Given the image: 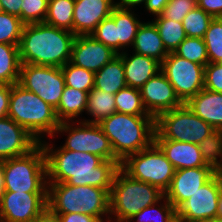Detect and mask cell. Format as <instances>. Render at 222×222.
<instances>
[{
  "label": "cell",
  "instance_id": "cell-51",
  "mask_svg": "<svg viewBox=\"0 0 222 222\" xmlns=\"http://www.w3.org/2000/svg\"><path fill=\"white\" fill-rule=\"evenodd\" d=\"M217 219L222 220V189H221L220 196H219Z\"/></svg>",
  "mask_w": 222,
  "mask_h": 222
},
{
  "label": "cell",
  "instance_id": "cell-37",
  "mask_svg": "<svg viewBox=\"0 0 222 222\" xmlns=\"http://www.w3.org/2000/svg\"><path fill=\"white\" fill-rule=\"evenodd\" d=\"M212 20V16L197 6L182 21L186 36L204 38Z\"/></svg>",
  "mask_w": 222,
  "mask_h": 222
},
{
  "label": "cell",
  "instance_id": "cell-20",
  "mask_svg": "<svg viewBox=\"0 0 222 222\" xmlns=\"http://www.w3.org/2000/svg\"><path fill=\"white\" fill-rule=\"evenodd\" d=\"M175 170L203 167L206 165L198 144L167 139H154Z\"/></svg>",
  "mask_w": 222,
  "mask_h": 222
},
{
  "label": "cell",
  "instance_id": "cell-34",
  "mask_svg": "<svg viewBox=\"0 0 222 222\" xmlns=\"http://www.w3.org/2000/svg\"><path fill=\"white\" fill-rule=\"evenodd\" d=\"M66 86L89 93L94 88L95 73L72 64L70 61L61 67Z\"/></svg>",
  "mask_w": 222,
  "mask_h": 222
},
{
  "label": "cell",
  "instance_id": "cell-7",
  "mask_svg": "<svg viewBox=\"0 0 222 222\" xmlns=\"http://www.w3.org/2000/svg\"><path fill=\"white\" fill-rule=\"evenodd\" d=\"M5 191L47 193V167L43 147L39 143L28 154L2 161Z\"/></svg>",
  "mask_w": 222,
  "mask_h": 222
},
{
  "label": "cell",
  "instance_id": "cell-13",
  "mask_svg": "<svg viewBox=\"0 0 222 222\" xmlns=\"http://www.w3.org/2000/svg\"><path fill=\"white\" fill-rule=\"evenodd\" d=\"M221 189L222 173H217L176 209L178 222L217 219Z\"/></svg>",
  "mask_w": 222,
  "mask_h": 222
},
{
  "label": "cell",
  "instance_id": "cell-9",
  "mask_svg": "<svg viewBox=\"0 0 222 222\" xmlns=\"http://www.w3.org/2000/svg\"><path fill=\"white\" fill-rule=\"evenodd\" d=\"M215 129L194 114L186 104L155 118L154 139L199 144Z\"/></svg>",
  "mask_w": 222,
  "mask_h": 222
},
{
  "label": "cell",
  "instance_id": "cell-31",
  "mask_svg": "<svg viewBox=\"0 0 222 222\" xmlns=\"http://www.w3.org/2000/svg\"><path fill=\"white\" fill-rule=\"evenodd\" d=\"M116 112L135 116H151L145 109L140 90L126 86L115 94Z\"/></svg>",
  "mask_w": 222,
  "mask_h": 222
},
{
  "label": "cell",
  "instance_id": "cell-42",
  "mask_svg": "<svg viewBox=\"0 0 222 222\" xmlns=\"http://www.w3.org/2000/svg\"><path fill=\"white\" fill-rule=\"evenodd\" d=\"M204 89L222 93V63H208L204 67Z\"/></svg>",
  "mask_w": 222,
  "mask_h": 222
},
{
  "label": "cell",
  "instance_id": "cell-53",
  "mask_svg": "<svg viewBox=\"0 0 222 222\" xmlns=\"http://www.w3.org/2000/svg\"><path fill=\"white\" fill-rule=\"evenodd\" d=\"M2 11H3V9H2L1 3H0V12H2Z\"/></svg>",
  "mask_w": 222,
  "mask_h": 222
},
{
  "label": "cell",
  "instance_id": "cell-46",
  "mask_svg": "<svg viewBox=\"0 0 222 222\" xmlns=\"http://www.w3.org/2000/svg\"><path fill=\"white\" fill-rule=\"evenodd\" d=\"M23 0H0L3 12L15 16L21 15V5Z\"/></svg>",
  "mask_w": 222,
  "mask_h": 222
},
{
  "label": "cell",
  "instance_id": "cell-26",
  "mask_svg": "<svg viewBox=\"0 0 222 222\" xmlns=\"http://www.w3.org/2000/svg\"><path fill=\"white\" fill-rule=\"evenodd\" d=\"M88 93L65 86L58 108L55 110L60 122L73 121L86 112Z\"/></svg>",
  "mask_w": 222,
  "mask_h": 222
},
{
  "label": "cell",
  "instance_id": "cell-3",
  "mask_svg": "<svg viewBox=\"0 0 222 222\" xmlns=\"http://www.w3.org/2000/svg\"><path fill=\"white\" fill-rule=\"evenodd\" d=\"M114 155L122 162L128 155L154 143L155 118L115 112L99 123Z\"/></svg>",
  "mask_w": 222,
  "mask_h": 222
},
{
  "label": "cell",
  "instance_id": "cell-25",
  "mask_svg": "<svg viewBox=\"0 0 222 222\" xmlns=\"http://www.w3.org/2000/svg\"><path fill=\"white\" fill-rule=\"evenodd\" d=\"M122 59L117 55L94 75V88L116 94L126 87Z\"/></svg>",
  "mask_w": 222,
  "mask_h": 222
},
{
  "label": "cell",
  "instance_id": "cell-18",
  "mask_svg": "<svg viewBox=\"0 0 222 222\" xmlns=\"http://www.w3.org/2000/svg\"><path fill=\"white\" fill-rule=\"evenodd\" d=\"M39 142L13 119L0 120V161L28 154Z\"/></svg>",
  "mask_w": 222,
  "mask_h": 222
},
{
  "label": "cell",
  "instance_id": "cell-11",
  "mask_svg": "<svg viewBox=\"0 0 222 222\" xmlns=\"http://www.w3.org/2000/svg\"><path fill=\"white\" fill-rule=\"evenodd\" d=\"M18 83L55 110L66 86L61 68L35 64H21Z\"/></svg>",
  "mask_w": 222,
  "mask_h": 222
},
{
  "label": "cell",
  "instance_id": "cell-52",
  "mask_svg": "<svg viewBox=\"0 0 222 222\" xmlns=\"http://www.w3.org/2000/svg\"><path fill=\"white\" fill-rule=\"evenodd\" d=\"M195 222H222V220H219V219H211V220H201V221H195Z\"/></svg>",
  "mask_w": 222,
  "mask_h": 222
},
{
  "label": "cell",
  "instance_id": "cell-21",
  "mask_svg": "<svg viewBox=\"0 0 222 222\" xmlns=\"http://www.w3.org/2000/svg\"><path fill=\"white\" fill-rule=\"evenodd\" d=\"M125 51L117 55L123 62L127 86L140 89L151 77L161 71L159 61L135 52L129 56L127 50Z\"/></svg>",
  "mask_w": 222,
  "mask_h": 222
},
{
  "label": "cell",
  "instance_id": "cell-35",
  "mask_svg": "<svg viewBox=\"0 0 222 222\" xmlns=\"http://www.w3.org/2000/svg\"><path fill=\"white\" fill-rule=\"evenodd\" d=\"M175 53L204 67L208 64L207 47L203 38L186 37L175 50Z\"/></svg>",
  "mask_w": 222,
  "mask_h": 222
},
{
  "label": "cell",
  "instance_id": "cell-38",
  "mask_svg": "<svg viewBox=\"0 0 222 222\" xmlns=\"http://www.w3.org/2000/svg\"><path fill=\"white\" fill-rule=\"evenodd\" d=\"M23 26L18 16L0 12V43L19 45Z\"/></svg>",
  "mask_w": 222,
  "mask_h": 222
},
{
  "label": "cell",
  "instance_id": "cell-49",
  "mask_svg": "<svg viewBox=\"0 0 222 222\" xmlns=\"http://www.w3.org/2000/svg\"><path fill=\"white\" fill-rule=\"evenodd\" d=\"M146 0H119L117 4L122 8L133 9L136 5L145 4Z\"/></svg>",
  "mask_w": 222,
  "mask_h": 222
},
{
  "label": "cell",
  "instance_id": "cell-27",
  "mask_svg": "<svg viewBox=\"0 0 222 222\" xmlns=\"http://www.w3.org/2000/svg\"><path fill=\"white\" fill-rule=\"evenodd\" d=\"M86 111L88 115L92 116V119L81 121L99 124L103 119L116 112L115 94L93 88L88 93Z\"/></svg>",
  "mask_w": 222,
  "mask_h": 222
},
{
  "label": "cell",
  "instance_id": "cell-17",
  "mask_svg": "<svg viewBox=\"0 0 222 222\" xmlns=\"http://www.w3.org/2000/svg\"><path fill=\"white\" fill-rule=\"evenodd\" d=\"M116 56V52L91 35H78L72 45L70 62L95 73Z\"/></svg>",
  "mask_w": 222,
  "mask_h": 222
},
{
  "label": "cell",
  "instance_id": "cell-4",
  "mask_svg": "<svg viewBox=\"0 0 222 222\" xmlns=\"http://www.w3.org/2000/svg\"><path fill=\"white\" fill-rule=\"evenodd\" d=\"M47 183V204L54 213H81L97 217L101 222H110L109 192L106 189L90 185ZM104 215H107V220Z\"/></svg>",
  "mask_w": 222,
  "mask_h": 222
},
{
  "label": "cell",
  "instance_id": "cell-15",
  "mask_svg": "<svg viewBox=\"0 0 222 222\" xmlns=\"http://www.w3.org/2000/svg\"><path fill=\"white\" fill-rule=\"evenodd\" d=\"M139 90L145 109L154 118L184 104L162 71L151 77Z\"/></svg>",
  "mask_w": 222,
  "mask_h": 222
},
{
  "label": "cell",
  "instance_id": "cell-16",
  "mask_svg": "<svg viewBox=\"0 0 222 222\" xmlns=\"http://www.w3.org/2000/svg\"><path fill=\"white\" fill-rule=\"evenodd\" d=\"M217 173L211 166L175 170L164 196L177 209Z\"/></svg>",
  "mask_w": 222,
  "mask_h": 222
},
{
  "label": "cell",
  "instance_id": "cell-48",
  "mask_svg": "<svg viewBox=\"0 0 222 222\" xmlns=\"http://www.w3.org/2000/svg\"><path fill=\"white\" fill-rule=\"evenodd\" d=\"M32 222H60V219L58 214L47 206Z\"/></svg>",
  "mask_w": 222,
  "mask_h": 222
},
{
  "label": "cell",
  "instance_id": "cell-22",
  "mask_svg": "<svg viewBox=\"0 0 222 222\" xmlns=\"http://www.w3.org/2000/svg\"><path fill=\"white\" fill-rule=\"evenodd\" d=\"M185 104L214 129L222 130V93L202 89Z\"/></svg>",
  "mask_w": 222,
  "mask_h": 222
},
{
  "label": "cell",
  "instance_id": "cell-24",
  "mask_svg": "<svg viewBox=\"0 0 222 222\" xmlns=\"http://www.w3.org/2000/svg\"><path fill=\"white\" fill-rule=\"evenodd\" d=\"M110 17L117 27V54L133 46L139 26L142 24L132 9L122 8L118 4L114 7ZM123 48V49H122ZM120 50V51H119Z\"/></svg>",
  "mask_w": 222,
  "mask_h": 222
},
{
  "label": "cell",
  "instance_id": "cell-29",
  "mask_svg": "<svg viewBox=\"0 0 222 222\" xmlns=\"http://www.w3.org/2000/svg\"><path fill=\"white\" fill-rule=\"evenodd\" d=\"M75 0H49L45 23L73 32Z\"/></svg>",
  "mask_w": 222,
  "mask_h": 222
},
{
  "label": "cell",
  "instance_id": "cell-5",
  "mask_svg": "<svg viewBox=\"0 0 222 222\" xmlns=\"http://www.w3.org/2000/svg\"><path fill=\"white\" fill-rule=\"evenodd\" d=\"M8 117L22 126L39 143L45 133L53 138L60 125L55 109L19 83L11 85Z\"/></svg>",
  "mask_w": 222,
  "mask_h": 222
},
{
  "label": "cell",
  "instance_id": "cell-8",
  "mask_svg": "<svg viewBox=\"0 0 222 222\" xmlns=\"http://www.w3.org/2000/svg\"><path fill=\"white\" fill-rule=\"evenodd\" d=\"M120 168L131 178L156 186L164 193L175 174L174 166L155 143L128 155Z\"/></svg>",
  "mask_w": 222,
  "mask_h": 222
},
{
  "label": "cell",
  "instance_id": "cell-2",
  "mask_svg": "<svg viewBox=\"0 0 222 222\" xmlns=\"http://www.w3.org/2000/svg\"><path fill=\"white\" fill-rule=\"evenodd\" d=\"M75 37L45 22L24 25L18 46L20 62L61 68L71 59Z\"/></svg>",
  "mask_w": 222,
  "mask_h": 222
},
{
  "label": "cell",
  "instance_id": "cell-36",
  "mask_svg": "<svg viewBox=\"0 0 222 222\" xmlns=\"http://www.w3.org/2000/svg\"><path fill=\"white\" fill-rule=\"evenodd\" d=\"M203 39L208 63H222V18H213Z\"/></svg>",
  "mask_w": 222,
  "mask_h": 222
},
{
  "label": "cell",
  "instance_id": "cell-43",
  "mask_svg": "<svg viewBox=\"0 0 222 222\" xmlns=\"http://www.w3.org/2000/svg\"><path fill=\"white\" fill-rule=\"evenodd\" d=\"M197 4L213 18H222V0H197Z\"/></svg>",
  "mask_w": 222,
  "mask_h": 222
},
{
  "label": "cell",
  "instance_id": "cell-40",
  "mask_svg": "<svg viewBox=\"0 0 222 222\" xmlns=\"http://www.w3.org/2000/svg\"><path fill=\"white\" fill-rule=\"evenodd\" d=\"M90 35L117 53V27L110 16L103 19Z\"/></svg>",
  "mask_w": 222,
  "mask_h": 222
},
{
  "label": "cell",
  "instance_id": "cell-14",
  "mask_svg": "<svg viewBox=\"0 0 222 222\" xmlns=\"http://www.w3.org/2000/svg\"><path fill=\"white\" fill-rule=\"evenodd\" d=\"M47 206V193L5 191L0 222H32Z\"/></svg>",
  "mask_w": 222,
  "mask_h": 222
},
{
  "label": "cell",
  "instance_id": "cell-28",
  "mask_svg": "<svg viewBox=\"0 0 222 222\" xmlns=\"http://www.w3.org/2000/svg\"><path fill=\"white\" fill-rule=\"evenodd\" d=\"M19 45L0 43V85H13L19 82Z\"/></svg>",
  "mask_w": 222,
  "mask_h": 222
},
{
  "label": "cell",
  "instance_id": "cell-39",
  "mask_svg": "<svg viewBox=\"0 0 222 222\" xmlns=\"http://www.w3.org/2000/svg\"><path fill=\"white\" fill-rule=\"evenodd\" d=\"M49 0H23L20 20L24 25L44 22Z\"/></svg>",
  "mask_w": 222,
  "mask_h": 222
},
{
  "label": "cell",
  "instance_id": "cell-32",
  "mask_svg": "<svg viewBox=\"0 0 222 222\" xmlns=\"http://www.w3.org/2000/svg\"><path fill=\"white\" fill-rule=\"evenodd\" d=\"M162 200L164 203L160 200V202H156L155 204L142 209L131 217L128 222H131L132 220H137L136 222H178L177 212L174 206L165 196ZM158 203H160V206Z\"/></svg>",
  "mask_w": 222,
  "mask_h": 222
},
{
  "label": "cell",
  "instance_id": "cell-45",
  "mask_svg": "<svg viewBox=\"0 0 222 222\" xmlns=\"http://www.w3.org/2000/svg\"><path fill=\"white\" fill-rule=\"evenodd\" d=\"M60 222H101L97 217L81 213L58 214Z\"/></svg>",
  "mask_w": 222,
  "mask_h": 222
},
{
  "label": "cell",
  "instance_id": "cell-47",
  "mask_svg": "<svg viewBox=\"0 0 222 222\" xmlns=\"http://www.w3.org/2000/svg\"><path fill=\"white\" fill-rule=\"evenodd\" d=\"M168 2L169 0H146L144 7L150 14L152 13V15L158 16L163 12Z\"/></svg>",
  "mask_w": 222,
  "mask_h": 222
},
{
  "label": "cell",
  "instance_id": "cell-44",
  "mask_svg": "<svg viewBox=\"0 0 222 222\" xmlns=\"http://www.w3.org/2000/svg\"><path fill=\"white\" fill-rule=\"evenodd\" d=\"M11 85H0V120L8 117Z\"/></svg>",
  "mask_w": 222,
  "mask_h": 222
},
{
  "label": "cell",
  "instance_id": "cell-50",
  "mask_svg": "<svg viewBox=\"0 0 222 222\" xmlns=\"http://www.w3.org/2000/svg\"><path fill=\"white\" fill-rule=\"evenodd\" d=\"M5 193L4 170L2 161H0V202Z\"/></svg>",
  "mask_w": 222,
  "mask_h": 222
},
{
  "label": "cell",
  "instance_id": "cell-1",
  "mask_svg": "<svg viewBox=\"0 0 222 222\" xmlns=\"http://www.w3.org/2000/svg\"><path fill=\"white\" fill-rule=\"evenodd\" d=\"M40 144L46 156L47 182L90 185L110 193L115 175L120 169V160H103L97 155L71 151L61 146L53 149L55 145L44 140Z\"/></svg>",
  "mask_w": 222,
  "mask_h": 222
},
{
  "label": "cell",
  "instance_id": "cell-41",
  "mask_svg": "<svg viewBox=\"0 0 222 222\" xmlns=\"http://www.w3.org/2000/svg\"><path fill=\"white\" fill-rule=\"evenodd\" d=\"M197 6V0H169L160 15L165 19L182 23L186 15Z\"/></svg>",
  "mask_w": 222,
  "mask_h": 222
},
{
  "label": "cell",
  "instance_id": "cell-23",
  "mask_svg": "<svg viewBox=\"0 0 222 222\" xmlns=\"http://www.w3.org/2000/svg\"><path fill=\"white\" fill-rule=\"evenodd\" d=\"M132 48L135 53L151 57L160 63L169 54L152 21L142 22L139 26Z\"/></svg>",
  "mask_w": 222,
  "mask_h": 222
},
{
  "label": "cell",
  "instance_id": "cell-6",
  "mask_svg": "<svg viewBox=\"0 0 222 222\" xmlns=\"http://www.w3.org/2000/svg\"><path fill=\"white\" fill-rule=\"evenodd\" d=\"M164 197L158 187L131 178L121 168L117 171L109 193L110 222H128L142 209Z\"/></svg>",
  "mask_w": 222,
  "mask_h": 222
},
{
  "label": "cell",
  "instance_id": "cell-33",
  "mask_svg": "<svg viewBox=\"0 0 222 222\" xmlns=\"http://www.w3.org/2000/svg\"><path fill=\"white\" fill-rule=\"evenodd\" d=\"M198 145L206 165L222 173V130L215 129Z\"/></svg>",
  "mask_w": 222,
  "mask_h": 222
},
{
  "label": "cell",
  "instance_id": "cell-12",
  "mask_svg": "<svg viewBox=\"0 0 222 222\" xmlns=\"http://www.w3.org/2000/svg\"><path fill=\"white\" fill-rule=\"evenodd\" d=\"M161 71L184 104L204 89V66L180 57L175 52H169L162 61Z\"/></svg>",
  "mask_w": 222,
  "mask_h": 222
},
{
  "label": "cell",
  "instance_id": "cell-30",
  "mask_svg": "<svg viewBox=\"0 0 222 222\" xmlns=\"http://www.w3.org/2000/svg\"><path fill=\"white\" fill-rule=\"evenodd\" d=\"M153 20L152 22L155 24L166 50L168 52H175L187 37L183 24L165 19L161 15L156 16Z\"/></svg>",
  "mask_w": 222,
  "mask_h": 222
},
{
  "label": "cell",
  "instance_id": "cell-19",
  "mask_svg": "<svg viewBox=\"0 0 222 222\" xmlns=\"http://www.w3.org/2000/svg\"><path fill=\"white\" fill-rule=\"evenodd\" d=\"M117 5L114 0H75L73 33L90 35L97 25L111 15Z\"/></svg>",
  "mask_w": 222,
  "mask_h": 222
},
{
  "label": "cell",
  "instance_id": "cell-10",
  "mask_svg": "<svg viewBox=\"0 0 222 222\" xmlns=\"http://www.w3.org/2000/svg\"><path fill=\"white\" fill-rule=\"evenodd\" d=\"M74 126V127H73ZM68 134L64 149L79 152H88L101 157L103 160H119L112 150L108 137L104 134L99 124L75 122H60L56 133Z\"/></svg>",
  "mask_w": 222,
  "mask_h": 222
}]
</instances>
